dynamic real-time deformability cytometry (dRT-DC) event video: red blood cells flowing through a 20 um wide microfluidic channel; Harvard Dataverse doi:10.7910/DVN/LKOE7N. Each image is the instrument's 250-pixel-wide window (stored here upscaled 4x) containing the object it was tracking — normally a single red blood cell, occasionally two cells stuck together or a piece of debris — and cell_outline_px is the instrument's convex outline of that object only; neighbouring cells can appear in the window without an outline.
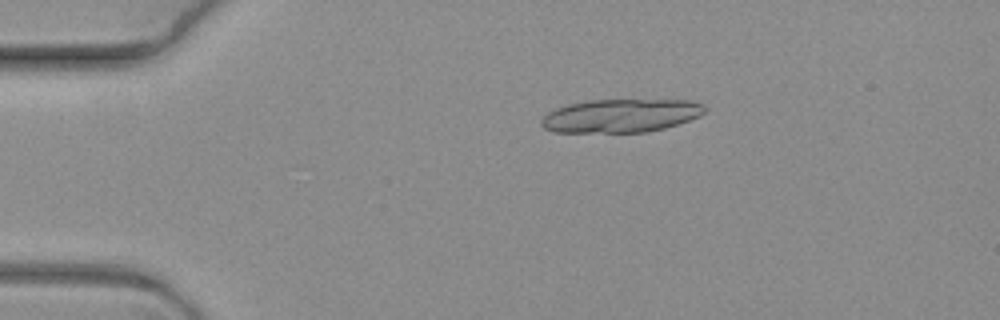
{"species": "common noctule bat (a hibernating species)", "species_latin": "Nyctalus noctula", "temperature_condition": "warm", "stored_images_in_passage": 7, "segment_of_instrument_passage": [1, 2], "camera_frame_rate_fps": 3000, "um_per_image_px": 0.085, "animal": {"sex": "female", "body_mass_g": 19.3, "forearm_length_mm": 54.1}, "frame": {"image": 1, "passage_image": 1, "time_ms": 0.0, "image_size_px": [1000, 320], "cell_outline_px": [[708, 108], [700, 116], [664, 128], [648, 132], [552, 132], [544, 128], [540, 124], [540, 120], [548, 112], [556, 108], [568, 104], [588, 100], [688, 100], [704, 104]], "centroid_in_image_um": [52.76, 9.83], "position_along_channel_um": 32.2, "area_um2": 31.85}}